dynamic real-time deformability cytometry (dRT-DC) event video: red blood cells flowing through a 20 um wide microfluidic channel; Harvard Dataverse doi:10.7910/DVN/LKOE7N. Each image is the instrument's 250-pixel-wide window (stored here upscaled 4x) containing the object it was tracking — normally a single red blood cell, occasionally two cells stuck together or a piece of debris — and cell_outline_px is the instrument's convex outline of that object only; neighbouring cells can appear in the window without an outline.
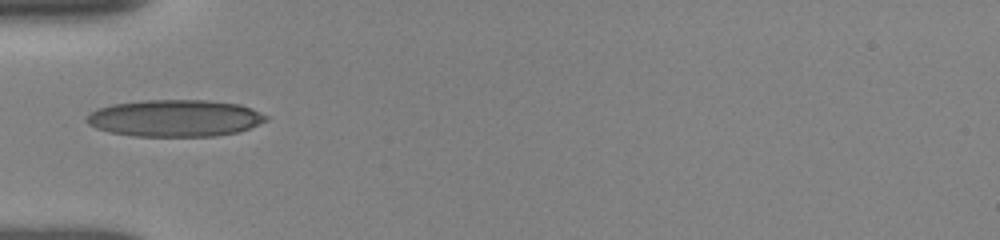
{"species": "human", "species_latin": "Homo sapiens", "temperature_condition": "room temperature", "stored_images_in_passage": 47, "camera_frame_rate_fps": 3000, "um_per_image_px": 0.085, "donor": {"sex": "female"}, "frame": {"image": 1, "passage_image": 1, "time_ms": 0.0, "image_size_px": [1000, 240], "cell_outline_px": [[268, 120], [248, 128], [236, 132], [216, 136], [132, 136], [108, 132], [96, 128], [88, 124], [84, 120], [96, 108], [112, 104], [144, 100], [208, 100], [240, 104], [252, 108], [268, 116]], "centroid_in_image_um": [14.85, 10.04], "position_along_channel_um": 70.1, "area_um2": 38.73}}
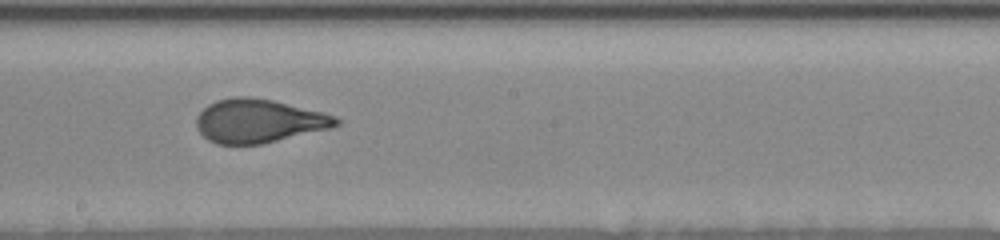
{"frame": {"image": 2, "passage_image": 19, "time_ms": 4.0, "image_size_px": [1000, 240], "cell_outline_px": [[344, 120], [340, 124], [332, 128], [264, 144], [216, 144], [208, 140], [196, 128], [196, 116], [208, 104], [216, 100], [236, 96], [248, 96], [272, 100], [324, 112], [336, 116]], "centroid_in_image_um": [22.03, 10.28], "position_along_channel_um": 226.2, "area_um2": 35.95}}
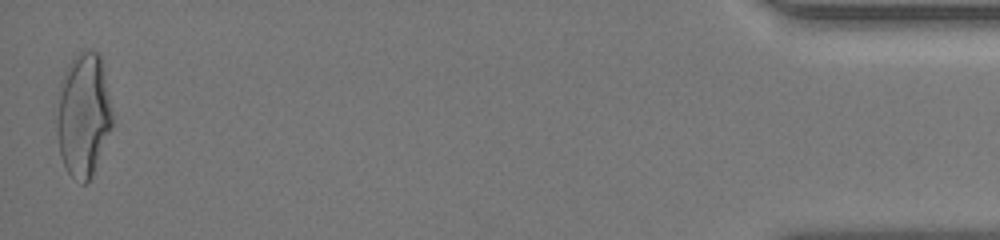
{"frame": {"image": 3, "passage_image": 46, "time_ms": 11.333, "image_size_px": [1000, 240], "cell_outline_px": [[112, 124], [92, 172], [88, 180], [84, 184], [80, 184], [68, 172], [60, 156], [56, 132], [56, 92], [64, 72], [68, 64], [76, 52], [84, 48], [88, 48], [100, 52], [112, 112]], "centroid_in_image_um": [7.03, 9.66], "position_along_channel_um": 428.2, "area_um2": 40.34}, "authors_computed_cell_mechanics": {"area_um2": 35.7204, "velocity_mm_per_s": 3.8867, "shape_relaxation_time_tau1_ms": 4.7673, "shape_relaxation_time_tau2_ms": null, "deformation_change_tau1": 0.2063, "deformation_change_tau2": null}}